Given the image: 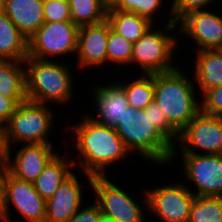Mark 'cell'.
<instances>
[{
	"label": "cell",
	"mask_w": 222,
	"mask_h": 222,
	"mask_svg": "<svg viewBox=\"0 0 222 222\" xmlns=\"http://www.w3.org/2000/svg\"><path fill=\"white\" fill-rule=\"evenodd\" d=\"M92 91L95 98L94 102L96 101V111L98 112L96 113L97 117L90 116L91 119L99 124L114 128L117 119H120L129 107L122 85L120 82L108 86L98 85Z\"/></svg>",
	"instance_id": "cell-17"
},
{
	"label": "cell",
	"mask_w": 222,
	"mask_h": 222,
	"mask_svg": "<svg viewBox=\"0 0 222 222\" xmlns=\"http://www.w3.org/2000/svg\"><path fill=\"white\" fill-rule=\"evenodd\" d=\"M196 57L194 81L201 93L222 85V49L200 50Z\"/></svg>",
	"instance_id": "cell-19"
},
{
	"label": "cell",
	"mask_w": 222,
	"mask_h": 222,
	"mask_svg": "<svg viewBox=\"0 0 222 222\" xmlns=\"http://www.w3.org/2000/svg\"><path fill=\"white\" fill-rule=\"evenodd\" d=\"M24 67V61L0 59V94L5 98L27 99Z\"/></svg>",
	"instance_id": "cell-22"
},
{
	"label": "cell",
	"mask_w": 222,
	"mask_h": 222,
	"mask_svg": "<svg viewBox=\"0 0 222 222\" xmlns=\"http://www.w3.org/2000/svg\"><path fill=\"white\" fill-rule=\"evenodd\" d=\"M177 23L178 32L190 36L198 50L222 49V16L209 10L187 13ZM180 30V31H179Z\"/></svg>",
	"instance_id": "cell-13"
},
{
	"label": "cell",
	"mask_w": 222,
	"mask_h": 222,
	"mask_svg": "<svg viewBox=\"0 0 222 222\" xmlns=\"http://www.w3.org/2000/svg\"><path fill=\"white\" fill-rule=\"evenodd\" d=\"M189 222H222V197L195 196Z\"/></svg>",
	"instance_id": "cell-26"
},
{
	"label": "cell",
	"mask_w": 222,
	"mask_h": 222,
	"mask_svg": "<svg viewBox=\"0 0 222 222\" xmlns=\"http://www.w3.org/2000/svg\"><path fill=\"white\" fill-rule=\"evenodd\" d=\"M201 100V111L215 116H222V85L207 90Z\"/></svg>",
	"instance_id": "cell-32"
},
{
	"label": "cell",
	"mask_w": 222,
	"mask_h": 222,
	"mask_svg": "<svg viewBox=\"0 0 222 222\" xmlns=\"http://www.w3.org/2000/svg\"><path fill=\"white\" fill-rule=\"evenodd\" d=\"M161 4L162 0H118L108 10L136 13L153 23V16L155 13L157 14V11H160Z\"/></svg>",
	"instance_id": "cell-28"
},
{
	"label": "cell",
	"mask_w": 222,
	"mask_h": 222,
	"mask_svg": "<svg viewBox=\"0 0 222 222\" xmlns=\"http://www.w3.org/2000/svg\"><path fill=\"white\" fill-rule=\"evenodd\" d=\"M4 13L27 38L45 22L43 0H4Z\"/></svg>",
	"instance_id": "cell-18"
},
{
	"label": "cell",
	"mask_w": 222,
	"mask_h": 222,
	"mask_svg": "<svg viewBox=\"0 0 222 222\" xmlns=\"http://www.w3.org/2000/svg\"><path fill=\"white\" fill-rule=\"evenodd\" d=\"M100 214L99 205L94 202L85 208L80 207L67 222H97Z\"/></svg>",
	"instance_id": "cell-33"
},
{
	"label": "cell",
	"mask_w": 222,
	"mask_h": 222,
	"mask_svg": "<svg viewBox=\"0 0 222 222\" xmlns=\"http://www.w3.org/2000/svg\"><path fill=\"white\" fill-rule=\"evenodd\" d=\"M11 159L12 148H8V172L21 180L33 182L47 163L57 154L53 144L30 143L23 145ZM14 160V162H13Z\"/></svg>",
	"instance_id": "cell-15"
},
{
	"label": "cell",
	"mask_w": 222,
	"mask_h": 222,
	"mask_svg": "<svg viewBox=\"0 0 222 222\" xmlns=\"http://www.w3.org/2000/svg\"><path fill=\"white\" fill-rule=\"evenodd\" d=\"M71 20L78 26L98 24L106 20L108 7L103 0H68Z\"/></svg>",
	"instance_id": "cell-24"
},
{
	"label": "cell",
	"mask_w": 222,
	"mask_h": 222,
	"mask_svg": "<svg viewBox=\"0 0 222 222\" xmlns=\"http://www.w3.org/2000/svg\"><path fill=\"white\" fill-rule=\"evenodd\" d=\"M144 112L149 115L152 124L158 131L173 145L175 146L179 138V133L169 124L165 114L161 111L158 103L152 101L145 109ZM177 139V140H176ZM176 141V142H175Z\"/></svg>",
	"instance_id": "cell-29"
},
{
	"label": "cell",
	"mask_w": 222,
	"mask_h": 222,
	"mask_svg": "<svg viewBox=\"0 0 222 222\" xmlns=\"http://www.w3.org/2000/svg\"><path fill=\"white\" fill-rule=\"evenodd\" d=\"M185 178L194 183L195 196L222 197V154H181Z\"/></svg>",
	"instance_id": "cell-12"
},
{
	"label": "cell",
	"mask_w": 222,
	"mask_h": 222,
	"mask_svg": "<svg viewBox=\"0 0 222 222\" xmlns=\"http://www.w3.org/2000/svg\"><path fill=\"white\" fill-rule=\"evenodd\" d=\"M176 24L178 23H168L163 30H155L151 26L137 42L133 43L131 64L137 65L142 74L169 72L178 68L172 63L178 40L165 32L175 29Z\"/></svg>",
	"instance_id": "cell-6"
},
{
	"label": "cell",
	"mask_w": 222,
	"mask_h": 222,
	"mask_svg": "<svg viewBox=\"0 0 222 222\" xmlns=\"http://www.w3.org/2000/svg\"><path fill=\"white\" fill-rule=\"evenodd\" d=\"M76 162L75 160L68 161L57 153L33 181L36 192L47 201L61 183L73 173L69 167L76 165Z\"/></svg>",
	"instance_id": "cell-20"
},
{
	"label": "cell",
	"mask_w": 222,
	"mask_h": 222,
	"mask_svg": "<svg viewBox=\"0 0 222 222\" xmlns=\"http://www.w3.org/2000/svg\"><path fill=\"white\" fill-rule=\"evenodd\" d=\"M177 143L171 162L176 160L178 150L181 154H196L194 148H198L203 154H222V116L200 111L179 133Z\"/></svg>",
	"instance_id": "cell-8"
},
{
	"label": "cell",
	"mask_w": 222,
	"mask_h": 222,
	"mask_svg": "<svg viewBox=\"0 0 222 222\" xmlns=\"http://www.w3.org/2000/svg\"><path fill=\"white\" fill-rule=\"evenodd\" d=\"M54 116L47 104L27 99L20 102L4 128L8 148L17 142L52 144L48 132L53 128Z\"/></svg>",
	"instance_id": "cell-5"
},
{
	"label": "cell",
	"mask_w": 222,
	"mask_h": 222,
	"mask_svg": "<svg viewBox=\"0 0 222 222\" xmlns=\"http://www.w3.org/2000/svg\"><path fill=\"white\" fill-rule=\"evenodd\" d=\"M78 30L79 26L72 21L44 22L28 38V57L51 60L54 56L74 54L77 52Z\"/></svg>",
	"instance_id": "cell-7"
},
{
	"label": "cell",
	"mask_w": 222,
	"mask_h": 222,
	"mask_svg": "<svg viewBox=\"0 0 222 222\" xmlns=\"http://www.w3.org/2000/svg\"><path fill=\"white\" fill-rule=\"evenodd\" d=\"M131 153L136 151L150 163L169 164L174 146L152 124L144 110L129 106L114 127Z\"/></svg>",
	"instance_id": "cell-3"
},
{
	"label": "cell",
	"mask_w": 222,
	"mask_h": 222,
	"mask_svg": "<svg viewBox=\"0 0 222 222\" xmlns=\"http://www.w3.org/2000/svg\"><path fill=\"white\" fill-rule=\"evenodd\" d=\"M28 57V38L5 13L0 14V59L24 61Z\"/></svg>",
	"instance_id": "cell-21"
},
{
	"label": "cell",
	"mask_w": 222,
	"mask_h": 222,
	"mask_svg": "<svg viewBox=\"0 0 222 222\" xmlns=\"http://www.w3.org/2000/svg\"><path fill=\"white\" fill-rule=\"evenodd\" d=\"M104 1V4L110 8L112 7L118 0H103Z\"/></svg>",
	"instance_id": "cell-38"
},
{
	"label": "cell",
	"mask_w": 222,
	"mask_h": 222,
	"mask_svg": "<svg viewBox=\"0 0 222 222\" xmlns=\"http://www.w3.org/2000/svg\"><path fill=\"white\" fill-rule=\"evenodd\" d=\"M80 183L74 172L61 183L46 201L44 222H67L82 207L83 184Z\"/></svg>",
	"instance_id": "cell-16"
},
{
	"label": "cell",
	"mask_w": 222,
	"mask_h": 222,
	"mask_svg": "<svg viewBox=\"0 0 222 222\" xmlns=\"http://www.w3.org/2000/svg\"><path fill=\"white\" fill-rule=\"evenodd\" d=\"M24 100L26 99H9L0 94V129L5 128L16 107Z\"/></svg>",
	"instance_id": "cell-34"
},
{
	"label": "cell",
	"mask_w": 222,
	"mask_h": 222,
	"mask_svg": "<svg viewBox=\"0 0 222 222\" xmlns=\"http://www.w3.org/2000/svg\"><path fill=\"white\" fill-rule=\"evenodd\" d=\"M88 115L71 125L70 130L73 144L81 157L78 166H81L91 186L93 176H105V168L128 157L129 151L114 128L99 124Z\"/></svg>",
	"instance_id": "cell-1"
},
{
	"label": "cell",
	"mask_w": 222,
	"mask_h": 222,
	"mask_svg": "<svg viewBox=\"0 0 222 222\" xmlns=\"http://www.w3.org/2000/svg\"><path fill=\"white\" fill-rule=\"evenodd\" d=\"M10 205L28 222L45 221L46 201L36 192L33 182L18 179L7 172L0 221L12 222L9 217Z\"/></svg>",
	"instance_id": "cell-10"
},
{
	"label": "cell",
	"mask_w": 222,
	"mask_h": 222,
	"mask_svg": "<svg viewBox=\"0 0 222 222\" xmlns=\"http://www.w3.org/2000/svg\"><path fill=\"white\" fill-rule=\"evenodd\" d=\"M91 188L103 215L119 222H145L143 208L107 176H93Z\"/></svg>",
	"instance_id": "cell-11"
},
{
	"label": "cell",
	"mask_w": 222,
	"mask_h": 222,
	"mask_svg": "<svg viewBox=\"0 0 222 222\" xmlns=\"http://www.w3.org/2000/svg\"><path fill=\"white\" fill-rule=\"evenodd\" d=\"M133 43L126 40L111 28L107 41V62L116 65L131 64Z\"/></svg>",
	"instance_id": "cell-27"
},
{
	"label": "cell",
	"mask_w": 222,
	"mask_h": 222,
	"mask_svg": "<svg viewBox=\"0 0 222 222\" xmlns=\"http://www.w3.org/2000/svg\"><path fill=\"white\" fill-rule=\"evenodd\" d=\"M45 22L72 21L68 0H43Z\"/></svg>",
	"instance_id": "cell-31"
},
{
	"label": "cell",
	"mask_w": 222,
	"mask_h": 222,
	"mask_svg": "<svg viewBox=\"0 0 222 222\" xmlns=\"http://www.w3.org/2000/svg\"><path fill=\"white\" fill-rule=\"evenodd\" d=\"M111 26L107 19L98 24L79 26L77 52L78 67H102L107 63V41Z\"/></svg>",
	"instance_id": "cell-14"
},
{
	"label": "cell",
	"mask_w": 222,
	"mask_h": 222,
	"mask_svg": "<svg viewBox=\"0 0 222 222\" xmlns=\"http://www.w3.org/2000/svg\"><path fill=\"white\" fill-rule=\"evenodd\" d=\"M129 106L144 110L154 100V74H143L129 83H121Z\"/></svg>",
	"instance_id": "cell-25"
},
{
	"label": "cell",
	"mask_w": 222,
	"mask_h": 222,
	"mask_svg": "<svg viewBox=\"0 0 222 222\" xmlns=\"http://www.w3.org/2000/svg\"><path fill=\"white\" fill-rule=\"evenodd\" d=\"M145 194V207L161 222H189L195 195L184 183L149 189Z\"/></svg>",
	"instance_id": "cell-9"
},
{
	"label": "cell",
	"mask_w": 222,
	"mask_h": 222,
	"mask_svg": "<svg viewBox=\"0 0 222 222\" xmlns=\"http://www.w3.org/2000/svg\"><path fill=\"white\" fill-rule=\"evenodd\" d=\"M7 172V165H0V214L3 205L4 179Z\"/></svg>",
	"instance_id": "cell-36"
},
{
	"label": "cell",
	"mask_w": 222,
	"mask_h": 222,
	"mask_svg": "<svg viewBox=\"0 0 222 222\" xmlns=\"http://www.w3.org/2000/svg\"><path fill=\"white\" fill-rule=\"evenodd\" d=\"M111 221H112L111 218H109L106 215H103L102 213L100 214V216H99V218L97 220V222H111Z\"/></svg>",
	"instance_id": "cell-37"
},
{
	"label": "cell",
	"mask_w": 222,
	"mask_h": 222,
	"mask_svg": "<svg viewBox=\"0 0 222 222\" xmlns=\"http://www.w3.org/2000/svg\"><path fill=\"white\" fill-rule=\"evenodd\" d=\"M215 0H173L170 7L169 22L177 23L187 13L195 10H205L208 4H211Z\"/></svg>",
	"instance_id": "cell-30"
},
{
	"label": "cell",
	"mask_w": 222,
	"mask_h": 222,
	"mask_svg": "<svg viewBox=\"0 0 222 222\" xmlns=\"http://www.w3.org/2000/svg\"><path fill=\"white\" fill-rule=\"evenodd\" d=\"M4 13V0H0V14Z\"/></svg>",
	"instance_id": "cell-39"
},
{
	"label": "cell",
	"mask_w": 222,
	"mask_h": 222,
	"mask_svg": "<svg viewBox=\"0 0 222 222\" xmlns=\"http://www.w3.org/2000/svg\"><path fill=\"white\" fill-rule=\"evenodd\" d=\"M8 162V145L4 129H0V165H7Z\"/></svg>",
	"instance_id": "cell-35"
},
{
	"label": "cell",
	"mask_w": 222,
	"mask_h": 222,
	"mask_svg": "<svg viewBox=\"0 0 222 222\" xmlns=\"http://www.w3.org/2000/svg\"><path fill=\"white\" fill-rule=\"evenodd\" d=\"M24 64L27 100L63 105L73 99L74 77L65 63L27 57Z\"/></svg>",
	"instance_id": "cell-4"
},
{
	"label": "cell",
	"mask_w": 222,
	"mask_h": 222,
	"mask_svg": "<svg viewBox=\"0 0 222 222\" xmlns=\"http://www.w3.org/2000/svg\"><path fill=\"white\" fill-rule=\"evenodd\" d=\"M107 21L111 29L126 40L135 43L154 25L136 13L107 10Z\"/></svg>",
	"instance_id": "cell-23"
},
{
	"label": "cell",
	"mask_w": 222,
	"mask_h": 222,
	"mask_svg": "<svg viewBox=\"0 0 222 222\" xmlns=\"http://www.w3.org/2000/svg\"><path fill=\"white\" fill-rule=\"evenodd\" d=\"M180 70L154 74L153 100L178 133L201 111V103L194 94V81Z\"/></svg>",
	"instance_id": "cell-2"
}]
</instances>
